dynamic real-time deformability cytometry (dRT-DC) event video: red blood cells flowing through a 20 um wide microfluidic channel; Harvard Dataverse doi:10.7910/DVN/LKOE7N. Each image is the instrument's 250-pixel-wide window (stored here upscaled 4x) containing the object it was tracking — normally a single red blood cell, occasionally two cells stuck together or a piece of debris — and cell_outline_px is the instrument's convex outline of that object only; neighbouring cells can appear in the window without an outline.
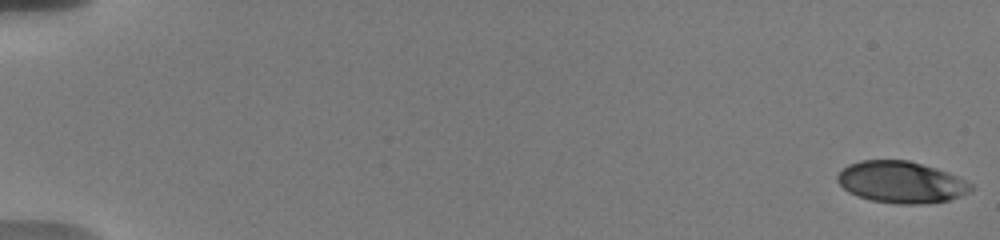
{"species": "human", "species_latin": "Homo sapiens", "temperature_condition": "warm", "stored_images_in_passage": 56, "camera_frame_rate_fps": 3000, "um_per_image_px": 0.085, "donor": {"sex": "male"}, "frame": {"image": 1, "passage_image": 1, "time_ms": 0.0, "image_size_px": [1000, 240], "cell_outline_px": [[972, 192], [948, 200], [920, 204], [896, 204], [868, 200], [856, 196], [848, 192], [836, 180], [836, 176], [848, 164], [860, 160], [908, 160], [936, 168], [948, 172], [972, 184]], "centroid_in_image_um": [76.58, 15.49], "position_along_channel_um": 8.4, "area_um2": 32.54}}
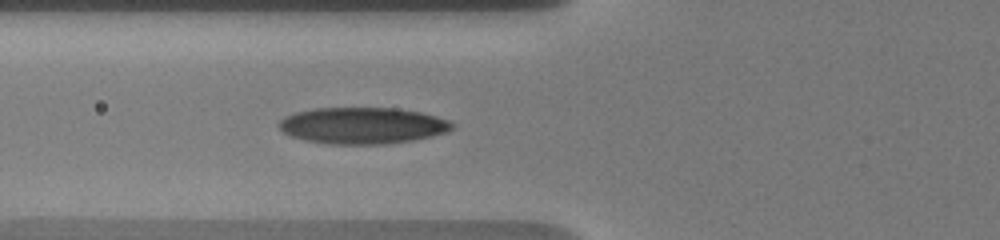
{"frame": {"image": 2, "passage_image": 23, "time_ms": 7.333, "image_size_px": [1000, 240], "cell_outline_px": [[456, 124], [448, 132], [432, 136], [412, 140], [384, 144], [328, 144], [304, 140], [288, 136], [276, 124], [284, 116], [296, 112], [316, 108], [396, 108], [420, 112], [436, 116], [448, 120]], "centroid_in_image_um": [30.8, 10.67], "position_along_channel_um": 95.0, "area_um2": 36.99}}
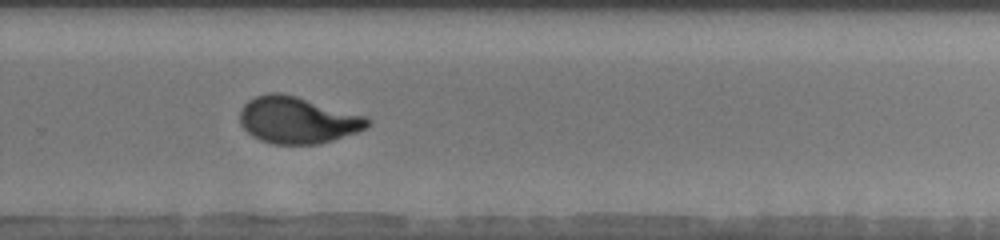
{"frame": {"image": 3, "passage_image": 40, "time_ms": 13.0, "image_size_px": [1000, 240], "cell_outline_px": [[372, 120], [364, 128], [356, 132], [332, 140], [316, 144], [272, 144], [260, 140], [252, 136], [240, 124], [240, 108], [248, 100], [256, 96], [268, 92], [280, 92], [296, 96], [364, 116]], "centroid_in_image_um": [25.23, 10.2], "position_along_channel_um": 304.6, "area_um2": 34.45}, "authors_computed_cell_mechanics": {"area_um2": 34.0731, "velocity_mm_per_s": 3.6977, "shape_relaxation_time_tau1_ms": 5.4273, "shape_relaxation_time_tau2_ms": 0.8672, "deformation_change_tau1": 0.2279, "deformation_change_tau2": 0.0725}}